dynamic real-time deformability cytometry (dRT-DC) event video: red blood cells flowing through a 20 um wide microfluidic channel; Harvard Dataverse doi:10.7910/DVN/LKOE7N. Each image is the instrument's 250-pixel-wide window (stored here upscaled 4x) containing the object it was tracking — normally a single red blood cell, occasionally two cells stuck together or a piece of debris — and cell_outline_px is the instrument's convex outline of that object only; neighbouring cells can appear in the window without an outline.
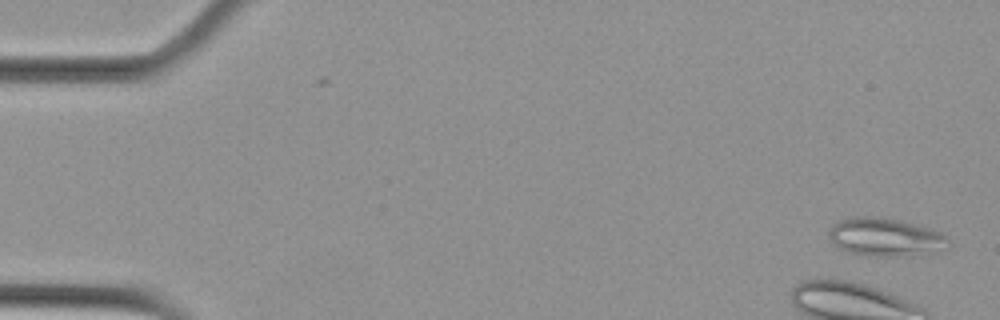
{"species": "Egyptian fruit bat (a non-hibernating species)", "species_latin": "Rousettus aegyptiacus", "temperature_condition": "cold", "stored_images_in_passage": 57, "camera_frame_rate_fps": 3000, "um_per_image_px": 0.085, "animal": {"sex": "female"}, "frame": {"image": 1, "passage_image": 2, "time_ms": 0.333, "image_size_px": [1000, 320], "cell_outline_px": [[944, 236], [932, 252], [912, 256], [876, 256], [852, 252], [840, 248], [832, 244], [828, 232], [832, 224], [840, 220], [856, 216], [872, 216], [896, 220], [928, 228], [940, 232]], "centroid_in_image_um": [75.06, 20.14], "position_along_channel_um": 9.9, "area_um2": 25.37}}
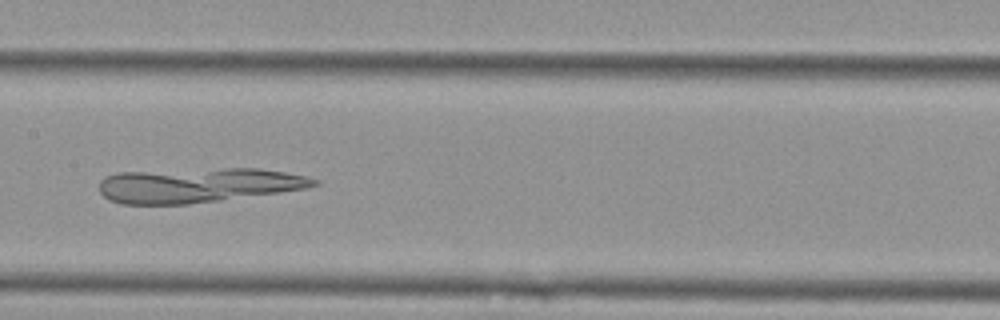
{"frame": {"image": 2, "passage_image": 28, "time_ms": 9.0, "image_size_px": [1000, 320], "cell_outline_px": [[320, 184], [304, 188], [220, 200], [188, 204], [120, 204], [108, 200], [100, 192], [100, 180], [116, 172], [224, 168], [260, 168], [308, 176], [320, 180]], "centroid_in_image_um": [16.81, 15.73], "position_along_channel_um": 190.6, "area_um2": 43.23}}
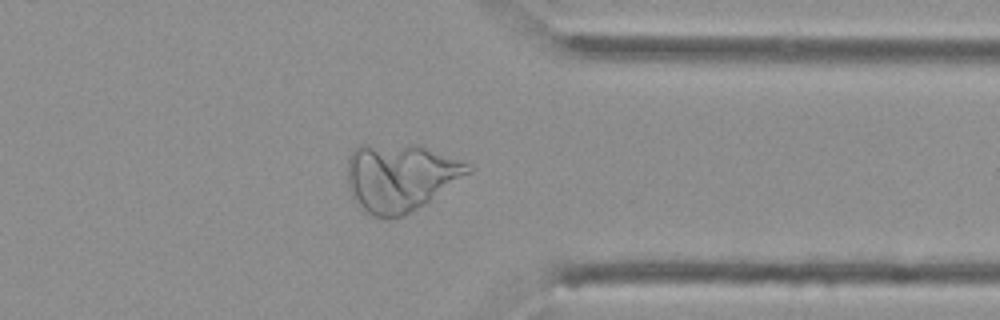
{"frame": {"image": 3, "passage_image": 44, "time_ms": 14.333, "image_size_px": [1000, 320], "cell_outline_px": [[476, 168], [472, 172], [424, 204], [404, 216], [384, 220], [368, 212], [352, 196], [348, 188], [348, 156], [360, 144], [420, 144], [468, 164]], "centroid_in_image_um": [34.03, 15.05], "position_along_channel_um": 377.4, "area_um2": 47.63}}